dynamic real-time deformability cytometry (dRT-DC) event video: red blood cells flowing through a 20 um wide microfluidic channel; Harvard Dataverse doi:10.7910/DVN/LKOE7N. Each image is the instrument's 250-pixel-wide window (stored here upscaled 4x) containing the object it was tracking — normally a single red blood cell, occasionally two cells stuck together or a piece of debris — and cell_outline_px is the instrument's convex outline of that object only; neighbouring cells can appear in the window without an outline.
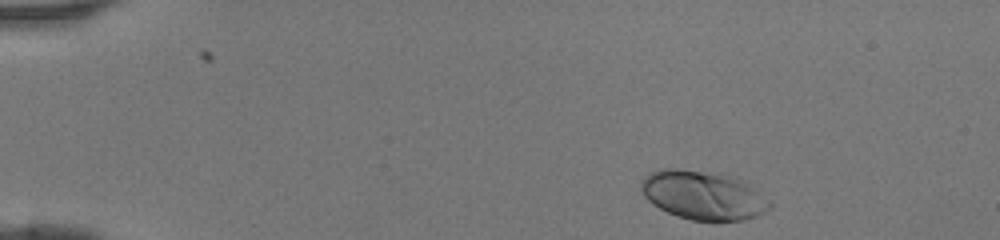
{"species": "human", "species_latin": "Homo sapiens", "temperature_condition": "room temperature", "stored_images_in_passage": 40, "camera_frame_rate_fps": 3000, "um_per_image_px": 0.085, "donor": {"sex": "female"}, "frame": {"image": 1, "passage_image": 1, "time_ms": 0.0, "image_size_px": [1000, 240], "cell_outline_px": [[772, 208], [756, 216], [744, 220], [716, 224], [692, 220], [676, 216], [652, 204], [644, 196], [640, 188], [640, 184], [644, 176], [648, 172], [660, 168], [680, 168], [720, 172], [736, 176], [752, 188], [772, 204]], "centroid_in_image_um": [59.74, 16.6], "position_along_channel_um": 25.3, "area_um2": 37.69}}
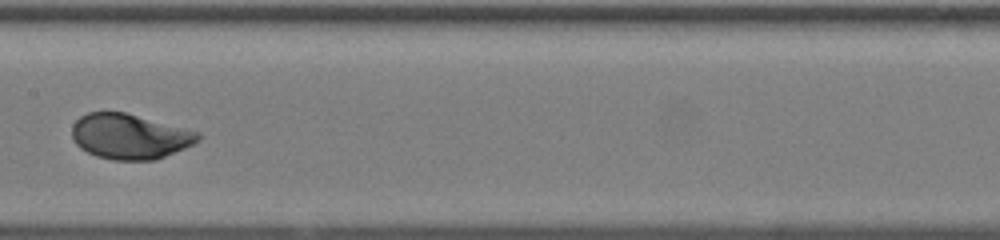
{"frame": {"image": 2, "passage_image": 19, "time_ms": 6.0, "image_size_px": [1000, 240], "cell_outline_px": [[200, 140], [184, 148], [156, 160], [112, 160], [96, 156], [80, 148], [72, 140], [72, 124], [80, 116], [88, 112], [124, 112], [200, 132]], "centroid_in_image_um": [11.0, 11.6], "position_along_channel_um": 196.4, "area_um2": 33.18}}
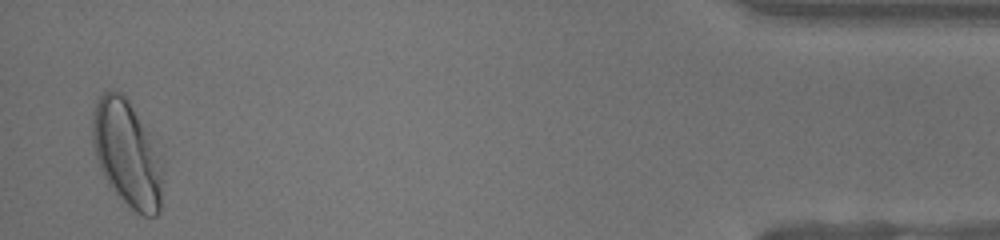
{"frame": {"image": 3, "passage_image": 39, "time_ms": 12.667, "image_size_px": [1000, 240], "cell_outline_px": [[164, 164], [160, 212], [156, 216], [144, 216], [136, 212], [120, 200], [108, 184], [96, 160], [92, 144], [92, 112], [100, 96], [108, 88], [120, 92], [128, 100], [164, 160]], "centroid_in_image_um": [10.81, 13.1], "position_along_channel_um": 424.4, "area_um2": 43.99}}